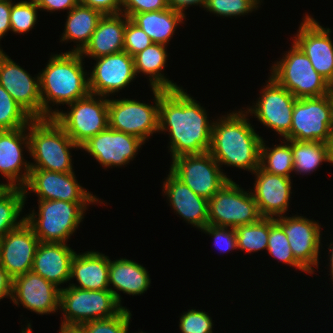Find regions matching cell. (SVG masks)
<instances>
[{"mask_svg":"<svg viewBox=\"0 0 333 333\" xmlns=\"http://www.w3.org/2000/svg\"><path fill=\"white\" fill-rule=\"evenodd\" d=\"M206 114V110L182 87L160 88L158 131L170 132L172 160L209 151L213 121L210 124Z\"/></svg>","mask_w":333,"mask_h":333,"instance_id":"1","label":"cell"},{"mask_svg":"<svg viewBox=\"0 0 333 333\" xmlns=\"http://www.w3.org/2000/svg\"><path fill=\"white\" fill-rule=\"evenodd\" d=\"M238 112V113H237ZM213 121L209 153L220 165L253 173L260 167L262 138L248 122L247 112L237 111Z\"/></svg>","mask_w":333,"mask_h":333,"instance_id":"2","label":"cell"},{"mask_svg":"<svg viewBox=\"0 0 333 333\" xmlns=\"http://www.w3.org/2000/svg\"><path fill=\"white\" fill-rule=\"evenodd\" d=\"M82 58L80 52L72 51L52 55L45 69L39 73L42 119L53 118L49 102L68 105L90 94Z\"/></svg>","mask_w":333,"mask_h":333,"instance_id":"3","label":"cell"},{"mask_svg":"<svg viewBox=\"0 0 333 333\" xmlns=\"http://www.w3.org/2000/svg\"><path fill=\"white\" fill-rule=\"evenodd\" d=\"M30 155L36 162L31 169L73 172L70 149L80 148L53 119H33L28 124Z\"/></svg>","mask_w":333,"mask_h":333,"instance_id":"4","label":"cell"},{"mask_svg":"<svg viewBox=\"0 0 333 333\" xmlns=\"http://www.w3.org/2000/svg\"><path fill=\"white\" fill-rule=\"evenodd\" d=\"M292 45L285 57L272 66L271 77L297 99L332 93L333 86L314 69L294 42Z\"/></svg>","mask_w":333,"mask_h":333,"instance_id":"5","label":"cell"},{"mask_svg":"<svg viewBox=\"0 0 333 333\" xmlns=\"http://www.w3.org/2000/svg\"><path fill=\"white\" fill-rule=\"evenodd\" d=\"M38 215L26 216L40 242L67 243L84 218L88 203H71L63 200H38ZM38 216V217H37Z\"/></svg>","mask_w":333,"mask_h":333,"instance_id":"6","label":"cell"},{"mask_svg":"<svg viewBox=\"0 0 333 333\" xmlns=\"http://www.w3.org/2000/svg\"><path fill=\"white\" fill-rule=\"evenodd\" d=\"M89 94L70 106L69 112L53 111V119L79 147L109 127L108 102L105 96Z\"/></svg>","mask_w":333,"mask_h":333,"instance_id":"7","label":"cell"},{"mask_svg":"<svg viewBox=\"0 0 333 333\" xmlns=\"http://www.w3.org/2000/svg\"><path fill=\"white\" fill-rule=\"evenodd\" d=\"M59 308L63 311L62 325L108 319L117 315L123 308L116 301L111 290H84L69 286L61 288Z\"/></svg>","mask_w":333,"mask_h":333,"instance_id":"8","label":"cell"},{"mask_svg":"<svg viewBox=\"0 0 333 333\" xmlns=\"http://www.w3.org/2000/svg\"><path fill=\"white\" fill-rule=\"evenodd\" d=\"M333 129V92L295 101L290 132L284 140L328 143Z\"/></svg>","mask_w":333,"mask_h":333,"instance_id":"9","label":"cell"},{"mask_svg":"<svg viewBox=\"0 0 333 333\" xmlns=\"http://www.w3.org/2000/svg\"><path fill=\"white\" fill-rule=\"evenodd\" d=\"M260 218L251 191H244L231 179L208 200V224L236 228Z\"/></svg>","mask_w":333,"mask_h":333,"instance_id":"10","label":"cell"},{"mask_svg":"<svg viewBox=\"0 0 333 333\" xmlns=\"http://www.w3.org/2000/svg\"><path fill=\"white\" fill-rule=\"evenodd\" d=\"M155 105L131 99H116L108 102L109 127L145 140L159 132L160 88H152Z\"/></svg>","mask_w":333,"mask_h":333,"instance_id":"11","label":"cell"},{"mask_svg":"<svg viewBox=\"0 0 333 333\" xmlns=\"http://www.w3.org/2000/svg\"><path fill=\"white\" fill-rule=\"evenodd\" d=\"M220 167L207 151L174 158L170 172L196 195L209 200L230 180Z\"/></svg>","mask_w":333,"mask_h":333,"instance_id":"12","label":"cell"},{"mask_svg":"<svg viewBox=\"0 0 333 333\" xmlns=\"http://www.w3.org/2000/svg\"><path fill=\"white\" fill-rule=\"evenodd\" d=\"M27 191L38 195V200H63L71 203H96L98 199L87 192L78 182L74 172L60 173L31 169L26 185Z\"/></svg>","mask_w":333,"mask_h":333,"instance_id":"13","label":"cell"},{"mask_svg":"<svg viewBox=\"0 0 333 333\" xmlns=\"http://www.w3.org/2000/svg\"><path fill=\"white\" fill-rule=\"evenodd\" d=\"M268 80L255 106L246 112L254 114L264 126L285 137L291 130L292 112L297 98L271 76Z\"/></svg>","mask_w":333,"mask_h":333,"instance_id":"14","label":"cell"},{"mask_svg":"<svg viewBox=\"0 0 333 333\" xmlns=\"http://www.w3.org/2000/svg\"><path fill=\"white\" fill-rule=\"evenodd\" d=\"M0 85L33 118L42 119L39 75L32 78L0 48Z\"/></svg>","mask_w":333,"mask_h":333,"instance_id":"15","label":"cell"},{"mask_svg":"<svg viewBox=\"0 0 333 333\" xmlns=\"http://www.w3.org/2000/svg\"><path fill=\"white\" fill-rule=\"evenodd\" d=\"M145 142L138 137L108 127L88 139L79 149L87 151L103 167L126 165Z\"/></svg>","mask_w":333,"mask_h":333,"instance_id":"16","label":"cell"},{"mask_svg":"<svg viewBox=\"0 0 333 333\" xmlns=\"http://www.w3.org/2000/svg\"><path fill=\"white\" fill-rule=\"evenodd\" d=\"M275 221L282 227L288 238L295 259L309 274H313V267L317 268L319 263L320 225L303 216L287 217L282 215L275 218Z\"/></svg>","mask_w":333,"mask_h":333,"instance_id":"17","label":"cell"},{"mask_svg":"<svg viewBox=\"0 0 333 333\" xmlns=\"http://www.w3.org/2000/svg\"><path fill=\"white\" fill-rule=\"evenodd\" d=\"M293 42L309 58L314 69L333 86V43L329 28L306 15Z\"/></svg>","mask_w":333,"mask_h":333,"instance_id":"18","label":"cell"},{"mask_svg":"<svg viewBox=\"0 0 333 333\" xmlns=\"http://www.w3.org/2000/svg\"><path fill=\"white\" fill-rule=\"evenodd\" d=\"M96 60V64L90 74V93L96 96H109L125 88L136 73L134 59L127 52L106 55Z\"/></svg>","mask_w":333,"mask_h":333,"instance_id":"19","label":"cell"},{"mask_svg":"<svg viewBox=\"0 0 333 333\" xmlns=\"http://www.w3.org/2000/svg\"><path fill=\"white\" fill-rule=\"evenodd\" d=\"M39 243L34 230L26 221L0 239L1 266L12 279L32 271Z\"/></svg>","mask_w":333,"mask_h":333,"instance_id":"20","label":"cell"},{"mask_svg":"<svg viewBox=\"0 0 333 333\" xmlns=\"http://www.w3.org/2000/svg\"><path fill=\"white\" fill-rule=\"evenodd\" d=\"M60 290L40 275L29 271L13 279L11 300L35 313L50 314L60 309Z\"/></svg>","mask_w":333,"mask_h":333,"instance_id":"21","label":"cell"},{"mask_svg":"<svg viewBox=\"0 0 333 333\" xmlns=\"http://www.w3.org/2000/svg\"><path fill=\"white\" fill-rule=\"evenodd\" d=\"M252 195L261 217L277 218L288 210L291 193V179L282 175L265 172L258 167Z\"/></svg>","mask_w":333,"mask_h":333,"instance_id":"22","label":"cell"},{"mask_svg":"<svg viewBox=\"0 0 333 333\" xmlns=\"http://www.w3.org/2000/svg\"><path fill=\"white\" fill-rule=\"evenodd\" d=\"M28 127L13 130H0V173L8 179L9 187H24L28 181L31 164L23 160L24 144L30 151ZM26 135V136H25ZM22 167L24 173L22 174ZM22 174V175H20Z\"/></svg>","mask_w":333,"mask_h":333,"instance_id":"23","label":"cell"},{"mask_svg":"<svg viewBox=\"0 0 333 333\" xmlns=\"http://www.w3.org/2000/svg\"><path fill=\"white\" fill-rule=\"evenodd\" d=\"M75 254L66 243L40 242L32 271L59 286L70 280L71 262Z\"/></svg>","mask_w":333,"mask_h":333,"instance_id":"24","label":"cell"},{"mask_svg":"<svg viewBox=\"0 0 333 333\" xmlns=\"http://www.w3.org/2000/svg\"><path fill=\"white\" fill-rule=\"evenodd\" d=\"M163 191L169 197V203L184 221L202 229L208 225V200L196 195L187 185L177 179L171 172L165 182Z\"/></svg>","mask_w":333,"mask_h":333,"instance_id":"25","label":"cell"},{"mask_svg":"<svg viewBox=\"0 0 333 333\" xmlns=\"http://www.w3.org/2000/svg\"><path fill=\"white\" fill-rule=\"evenodd\" d=\"M126 23L125 14L103 15L89 43L80 54L96 59L124 51Z\"/></svg>","mask_w":333,"mask_h":333,"instance_id":"26","label":"cell"},{"mask_svg":"<svg viewBox=\"0 0 333 333\" xmlns=\"http://www.w3.org/2000/svg\"><path fill=\"white\" fill-rule=\"evenodd\" d=\"M109 261L108 256L97 251L75 254L71 262L70 281L76 278L80 285L70 286L84 290H110Z\"/></svg>","mask_w":333,"mask_h":333,"instance_id":"27","label":"cell"},{"mask_svg":"<svg viewBox=\"0 0 333 333\" xmlns=\"http://www.w3.org/2000/svg\"><path fill=\"white\" fill-rule=\"evenodd\" d=\"M150 276L145 267L126 258L109 261V286L117 289L112 291L116 301L121 306V297L118 291L129 295H141L150 287Z\"/></svg>","mask_w":333,"mask_h":333,"instance_id":"28","label":"cell"},{"mask_svg":"<svg viewBox=\"0 0 333 333\" xmlns=\"http://www.w3.org/2000/svg\"><path fill=\"white\" fill-rule=\"evenodd\" d=\"M184 17L185 14L167 8L134 14L130 19L151 38L153 43L167 45Z\"/></svg>","mask_w":333,"mask_h":333,"instance_id":"29","label":"cell"},{"mask_svg":"<svg viewBox=\"0 0 333 333\" xmlns=\"http://www.w3.org/2000/svg\"><path fill=\"white\" fill-rule=\"evenodd\" d=\"M102 17L103 14L100 11L78 3L68 12L61 41L74 40L78 42L79 44L73 48L72 52H81L89 43Z\"/></svg>","mask_w":333,"mask_h":333,"instance_id":"30","label":"cell"},{"mask_svg":"<svg viewBox=\"0 0 333 333\" xmlns=\"http://www.w3.org/2000/svg\"><path fill=\"white\" fill-rule=\"evenodd\" d=\"M167 57L166 45L151 44L133 56L136 75L140 72L149 75L151 88L165 90L181 88L176 83L174 84L171 80L164 77V74L160 73L165 67Z\"/></svg>","mask_w":333,"mask_h":333,"instance_id":"31","label":"cell"},{"mask_svg":"<svg viewBox=\"0 0 333 333\" xmlns=\"http://www.w3.org/2000/svg\"><path fill=\"white\" fill-rule=\"evenodd\" d=\"M291 144L293 153V170L309 174L316 170L323 161L329 162L328 143L319 141L286 140Z\"/></svg>","mask_w":333,"mask_h":333,"instance_id":"32","label":"cell"},{"mask_svg":"<svg viewBox=\"0 0 333 333\" xmlns=\"http://www.w3.org/2000/svg\"><path fill=\"white\" fill-rule=\"evenodd\" d=\"M25 199L22 187H9L0 196V239L26 221V217L17 220L24 208Z\"/></svg>","mask_w":333,"mask_h":333,"instance_id":"33","label":"cell"},{"mask_svg":"<svg viewBox=\"0 0 333 333\" xmlns=\"http://www.w3.org/2000/svg\"><path fill=\"white\" fill-rule=\"evenodd\" d=\"M274 145L273 149L266 146L262 140L260 147V167L268 173L290 178L293 170V153L291 144Z\"/></svg>","mask_w":333,"mask_h":333,"instance_id":"34","label":"cell"},{"mask_svg":"<svg viewBox=\"0 0 333 333\" xmlns=\"http://www.w3.org/2000/svg\"><path fill=\"white\" fill-rule=\"evenodd\" d=\"M270 218L261 217L257 222L235 228L237 248L248 253L267 250Z\"/></svg>","mask_w":333,"mask_h":333,"instance_id":"35","label":"cell"},{"mask_svg":"<svg viewBox=\"0 0 333 333\" xmlns=\"http://www.w3.org/2000/svg\"><path fill=\"white\" fill-rule=\"evenodd\" d=\"M33 118L0 85V130L27 127Z\"/></svg>","mask_w":333,"mask_h":333,"instance_id":"36","label":"cell"},{"mask_svg":"<svg viewBox=\"0 0 333 333\" xmlns=\"http://www.w3.org/2000/svg\"><path fill=\"white\" fill-rule=\"evenodd\" d=\"M267 251L275 259L280 260L290 266H294L309 273L294 257L282 227L275 221V218H270V230L268 237Z\"/></svg>","mask_w":333,"mask_h":333,"instance_id":"37","label":"cell"},{"mask_svg":"<svg viewBox=\"0 0 333 333\" xmlns=\"http://www.w3.org/2000/svg\"><path fill=\"white\" fill-rule=\"evenodd\" d=\"M38 9L35 0L11 2V31L21 34L31 30L36 24Z\"/></svg>","mask_w":333,"mask_h":333,"instance_id":"38","label":"cell"},{"mask_svg":"<svg viewBox=\"0 0 333 333\" xmlns=\"http://www.w3.org/2000/svg\"><path fill=\"white\" fill-rule=\"evenodd\" d=\"M130 319L131 312L123 308L112 318L91 320L79 326L84 333H128Z\"/></svg>","mask_w":333,"mask_h":333,"instance_id":"39","label":"cell"},{"mask_svg":"<svg viewBox=\"0 0 333 333\" xmlns=\"http://www.w3.org/2000/svg\"><path fill=\"white\" fill-rule=\"evenodd\" d=\"M260 0H207L205 8L213 14L220 16L247 15L257 9Z\"/></svg>","mask_w":333,"mask_h":333,"instance_id":"40","label":"cell"},{"mask_svg":"<svg viewBox=\"0 0 333 333\" xmlns=\"http://www.w3.org/2000/svg\"><path fill=\"white\" fill-rule=\"evenodd\" d=\"M179 320L181 333H213L212 318L206 312L191 309Z\"/></svg>","mask_w":333,"mask_h":333,"instance_id":"41","label":"cell"},{"mask_svg":"<svg viewBox=\"0 0 333 333\" xmlns=\"http://www.w3.org/2000/svg\"><path fill=\"white\" fill-rule=\"evenodd\" d=\"M151 44H153L151 38L127 17L124 34V51L133 57Z\"/></svg>","mask_w":333,"mask_h":333,"instance_id":"42","label":"cell"},{"mask_svg":"<svg viewBox=\"0 0 333 333\" xmlns=\"http://www.w3.org/2000/svg\"><path fill=\"white\" fill-rule=\"evenodd\" d=\"M228 227L215 226L208 224L202 230L214 238V244L222 252H229L237 248V239L235 228L227 230Z\"/></svg>","mask_w":333,"mask_h":333,"instance_id":"43","label":"cell"},{"mask_svg":"<svg viewBox=\"0 0 333 333\" xmlns=\"http://www.w3.org/2000/svg\"><path fill=\"white\" fill-rule=\"evenodd\" d=\"M121 13L131 18L134 14L169 8L167 0H122ZM124 12H123V11Z\"/></svg>","mask_w":333,"mask_h":333,"instance_id":"44","label":"cell"},{"mask_svg":"<svg viewBox=\"0 0 333 333\" xmlns=\"http://www.w3.org/2000/svg\"><path fill=\"white\" fill-rule=\"evenodd\" d=\"M79 3L94 8L103 15L119 14L122 9V0H79Z\"/></svg>","mask_w":333,"mask_h":333,"instance_id":"45","label":"cell"},{"mask_svg":"<svg viewBox=\"0 0 333 333\" xmlns=\"http://www.w3.org/2000/svg\"><path fill=\"white\" fill-rule=\"evenodd\" d=\"M37 6L40 10H47L48 12L52 11H60L61 10H71L73 9L78 3L79 0H35Z\"/></svg>","mask_w":333,"mask_h":333,"instance_id":"46","label":"cell"},{"mask_svg":"<svg viewBox=\"0 0 333 333\" xmlns=\"http://www.w3.org/2000/svg\"><path fill=\"white\" fill-rule=\"evenodd\" d=\"M11 2L0 0V39L11 30Z\"/></svg>","mask_w":333,"mask_h":333,"instance_id":"47","label":"cell"},{"mask_svg":"<svg viewBox=\"0 0 333 333\" xmlns=\"http://www.w3.org/2000/svg\"><path fill=\"white\" fill-rule=\"evenodd\" d=\"M13 279L8 275L7 271L0 265V300L4 297L12 298Z\"/></svg>","mask_w":333,"mask_h":333,"instance_id":"48","label":"cell"},{"mask_svg":"<svg viewBox=\"0 0 333 333\" xmlns=\"http://www.w3.org/2000/svg\"><path fill=\"white\" fill-rule=\"evenodd\" d=\"M207 0H167L168 7L181 12L185 14L184 9H187L186 7H189V5H201L203 8H205Z\"/></svg>","mask_w":333,"mask_h":333,"instance_id":"49","label":"cell"},{"mask_svg":"<svg viewBox=\"0 0 333 333\" xmlns=\"http://www.w3.org/2000/svg\"><path fill=\"white\" fill-rule=\"evenodd\" d=\"M60 333H84V332L80 326L61 324Z\"/></svg>","mask_w":333,"mask_h":333,"instance_id":"50","label":"cell"},{"mask_svg":"<svg viewBox=\"0 0 333 333\" xmlns=\"http://www.w3.org/2000/svg\"><path fill=\"white\" fill-rule=\"evenodd\" d=\"M328 149H329V163L333 164V129L331 130V135L328 142Z\"/></svg>","mask_w":333,"mask_h":333,"instance_id":"51","label":"cell"},{"mask_svg":"<svg viewBox=\"0 0 333 333\" xmlns=\"http://www.w3.org/2000/svg\"><path fill=\"white\" fill-rule=\"evenodd\" d=\"M332 244H333V243H332ZM329 248H330L329 251H330V253H331V254H330V259H329V260H330V265H329V266H330V268H331V270H330L331 273H330V274H331V276H332L331 279H333V245L330 246ZM332 282H333V280H332Z\"/></svg>","mask_w":333,"mask_h":333,"instance_id":"52","label":"cell"},{"mask_svg":"<svg viewBox=\"0 0 333 333\" xmlns=\"http://www.w3.org/2000/svg\"><path fill=\"white\" fill-rule=\"evenodd\" d=\"M9 188L8 184H0V196Z\"/></svg>","mask_w":333,"mask_h":333,"instance_id":"53","label":"cell"}]
</instances>
